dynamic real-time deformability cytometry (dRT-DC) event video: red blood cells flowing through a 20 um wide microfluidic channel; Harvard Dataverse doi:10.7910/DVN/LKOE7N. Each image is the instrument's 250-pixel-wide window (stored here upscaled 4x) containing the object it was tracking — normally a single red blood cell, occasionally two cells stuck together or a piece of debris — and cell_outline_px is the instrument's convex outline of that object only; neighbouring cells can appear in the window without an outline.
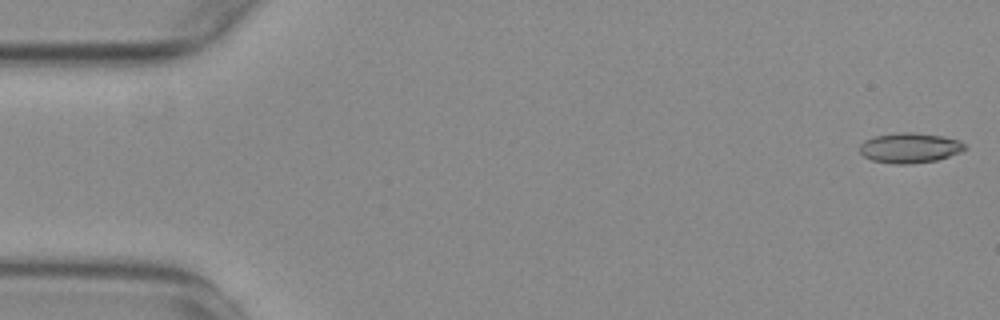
{"species": "common noctule bat (a hibernating species)", "species_latin": "Nyctalus noctula", "temperature_condition": "warm", "stored_images_in_passage": 54, "camera_frame_rate_fps": 3000, "um_per_image_px": 0.085, "animal": {"sex": "female", "body_mass_g": 29.2, "forearm_length_mm": 56.3}, "frame": {"image": 1, "passage_image": 1, "time_ms": 0.0, "image_size_px": [1000, 320], "cell_outline_px": [[968, 148], [960, 152], [936, 160], [908, 164], [896, 164], [872, 160], [864, 156], [860, 152], [860, 144], [864, 140], [876, 136], [900, 132], [916, 132], [944, 136], [960, 140]], "centroid_in_image_um": [77.35, 12.55], "position_along_channel_um": 7.7, "area_um2": 18.44}}
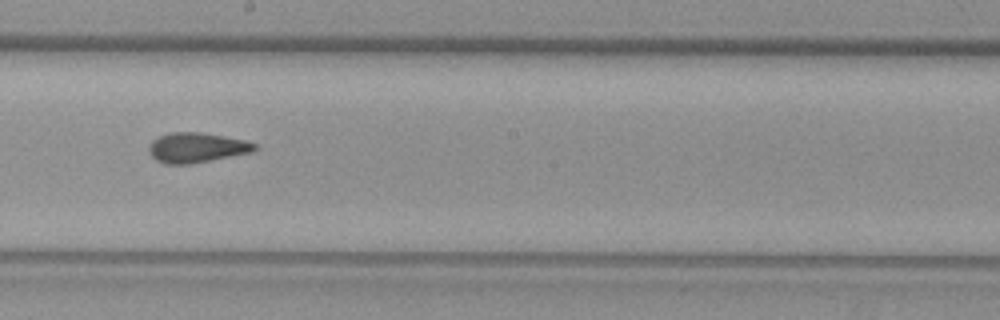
{"frame": {"image": 2, "passage_image": 30, "time_ms": 9.667, "image_size_px": [1000, 320], "cell_outline_px": [[256, 148], [252, 152], [192, 164], [164, 164], [156, 160], [152, 156], [148, 148], [152, 140], [160, 136], [172, 132], [200, 132], [244, 140], [256, 144]], "centroid_in_image_um": [16.69, 12.56], "position_along_channel_um": 231.5, "area_um2": 18.32}}
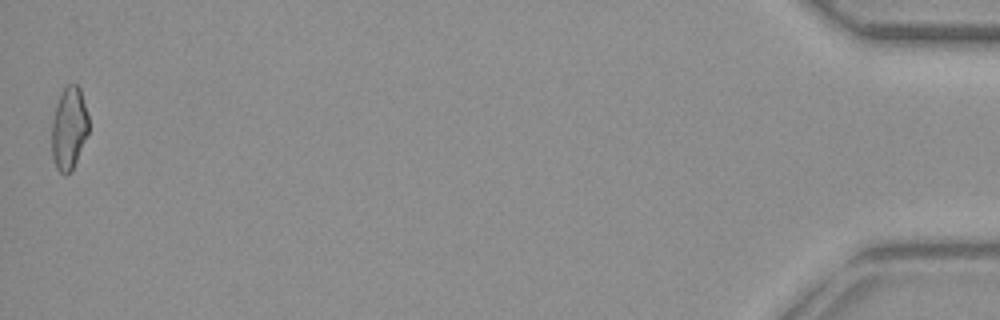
{"frame": {"image": 3, "passage_image": 54, "time_ms": 17.667, "image_size_px": [1000, 320], "cell_outline_px": [[88, 132], [72, 172], [64, 176], [56, 168], [52, 156], [52, 120], [56, 104], [60, 92], [68, 84], [76, 84], [80, 88], [88, 116]], "centroid_in_image_um": [5.85, 10.92], "position_along_channel_um": 429.3, "area_um2": 17.86}, "authors_computed_cell_mechanics": {"area_um2": 18.1203, "velocity_mm_per_s": 3.7759, "shape_relaxation_time_tau1_ms": null, "shape_relaxation_time_tau2_ms": 1.883, "deformation_change_tau1": null, "deformation_change_tau2": 0.0897}}